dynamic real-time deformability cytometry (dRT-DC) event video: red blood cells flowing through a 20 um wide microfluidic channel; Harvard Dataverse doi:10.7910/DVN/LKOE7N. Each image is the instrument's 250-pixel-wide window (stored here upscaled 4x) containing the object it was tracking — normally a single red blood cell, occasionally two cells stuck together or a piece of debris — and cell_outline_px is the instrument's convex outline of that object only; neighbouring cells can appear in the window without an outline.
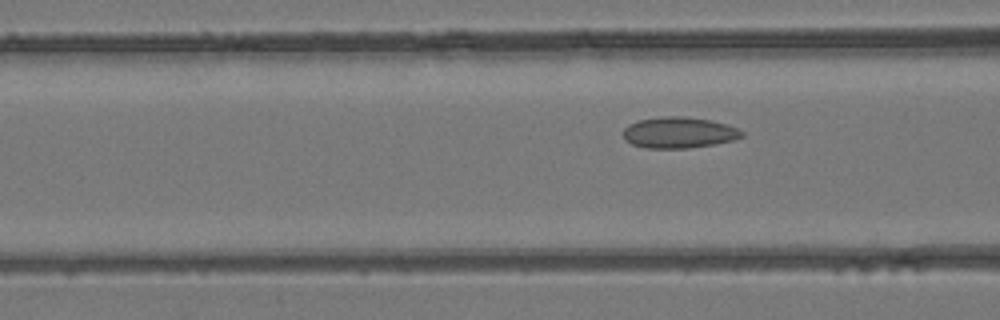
{"species": "common noctule bat (a hibernating species)", "species_latin": "Nyctalus noctula", "temperature_condition": "room temperature", "stored_images_in_passage": 7, "camera_frame_rate_fps": 3000, "um_per_image_px": 0.085, "animal": {"sex": "female", "body_mass_g": 24.6, "forearm_length_mm": 56.2}, "frame": {"image": 1, "passage_image": 7, "time_ms": 8.0, "image_size_px": [1000, 320], "cell_outline_px": [[744, 136], [736, 140], [688, 148], [644, 148], [632, 144], [624, 140], [624, 128], [628, 124], [640, 120], [664, 116], [684, 116], [712, 120], [728, 124], [744, 132]], "centroid_in_image_um": [57.73, 11.27], "position_along_channel_um": 108.9, "area_um2": 21.62}}